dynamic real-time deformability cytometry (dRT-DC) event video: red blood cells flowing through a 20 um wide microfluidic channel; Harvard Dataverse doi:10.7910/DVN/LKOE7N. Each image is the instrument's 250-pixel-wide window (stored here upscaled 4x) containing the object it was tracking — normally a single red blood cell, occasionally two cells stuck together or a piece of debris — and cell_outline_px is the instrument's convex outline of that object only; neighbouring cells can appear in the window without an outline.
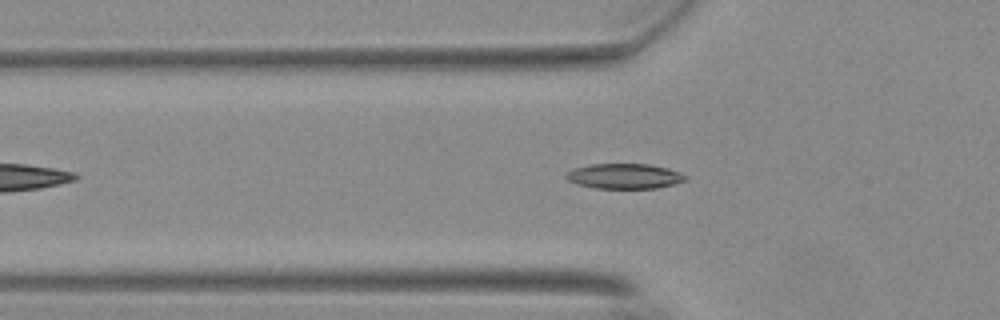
{"species": "Egyptian fruit bat (a non-hibernating species)", "species_latin": "Rousettus aegyptiacus", "temperature_condition": "warm", "stored_images_in_passage": 41, "camera_frame_rate_fps": 3000, "um_per_image_px": 0.085, "animal": {"sex": "female"}, "frame": {"image": 1, "passage_image": 11, "time_ms": 3.333, "image_size_px": [1000, 320], "cell_outline_px": [[688, 180], [656, 188], [596, 188], [580, 184], [568, 180], [564, 176], [568, 172], [576, 168], [592, 164], [648, 164], [668, 168], [680, 172], [688, 176]], "centroid_in_image_um": [53.13, 14.97], "position_along_channel_um": 72.7, "area_um2": 17.28}}
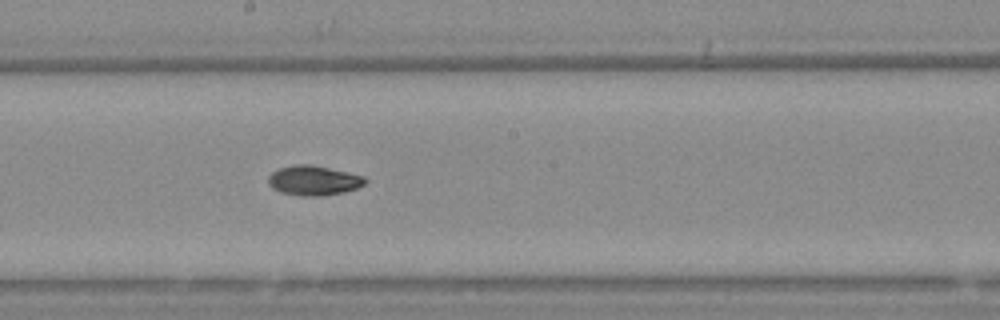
{"frame": {"image": 2, "passage_image": 23, "time_ms": 7.333, "image_size_px": [1000, 320], "cell_outline_px": [[368, 180], [364, 184], [356, 188], [344, 192], [320, 196], [300, 196], [280, 192], [272, 188], [268, 184], [268, 176], [272, 172], [280, 168], [296, 164], [308, 164], [348, 172], [364, 176]], "centroid_in_image_um": [26.64, 15.35], "position_along_channel_um": 221.6, "area_um2": 16.76}}
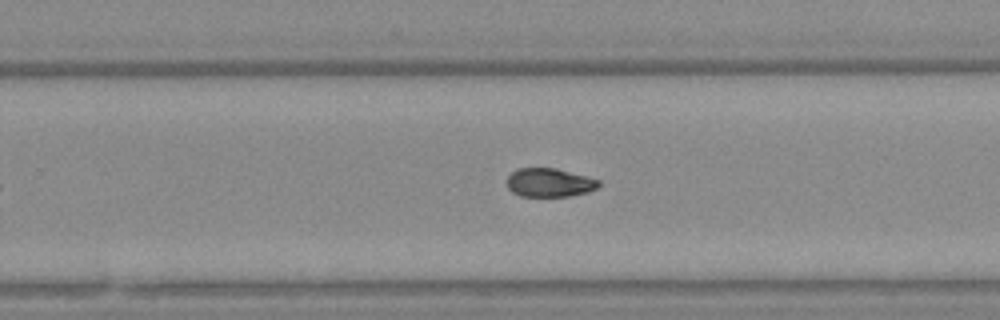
{"frame": {"image": 3, "passage_image": 28, "time_ms": 9.0, "image_size_px": [1000, 320], "cell_outline_px": [[600, 184], [596, 188], [588, 192], [568, 196], [520, 196], [512, 192], [508, 188], [504, 180], [516, 168], [556, 168], [588, 176], [600, 180]], "centroid_in_image_um": [46.67, 15.51], "position_along_channel_um": 283.1, "area_um2": 15.55}}